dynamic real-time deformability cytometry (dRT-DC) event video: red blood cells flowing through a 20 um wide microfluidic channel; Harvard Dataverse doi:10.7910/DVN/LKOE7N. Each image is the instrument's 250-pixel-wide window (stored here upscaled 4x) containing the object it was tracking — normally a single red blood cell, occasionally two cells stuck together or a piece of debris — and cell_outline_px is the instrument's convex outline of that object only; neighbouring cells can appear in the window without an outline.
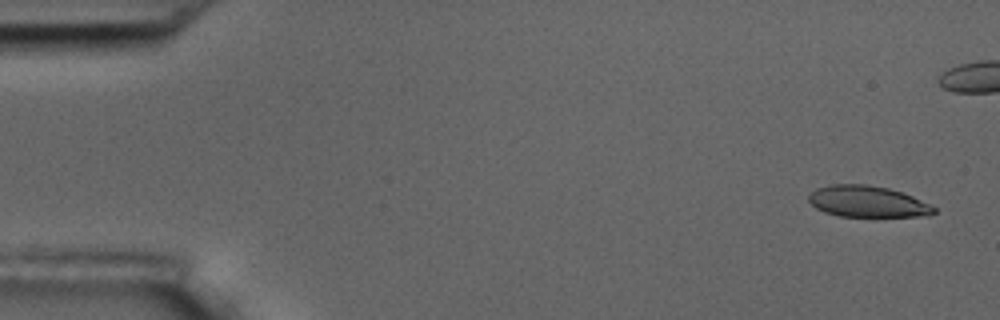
{"species": "common noctule bat (a hibernating species)", "species_latin": "Nyctalus noctula", "temperature_condition": "room temperature", "stored_images_in_passage": 6, "camera_frame_rate_fps": 3000, "um_per_image_px": 0.085, "animal": {"sex": "male", "body_mass_g": 17.5, "forearm_length_mm": 52.3}, "frame": {"image": 1, "passage_image": 1, "time_ms": 0.0, "image_size_px": [1000, 320], "cell_outline_px": [[936, 212], [928, 216], [840, 216], [824, 212], [816, 208], [808, 200], [808, 196], [816, 188], [832, 184], [868, 184], [888, 188], [912, 196], [936, 208]], "centroid_in_image_um": [73.72, 17.13], "position_along_channel_um": 11.3, "area_um2": 22.72}}
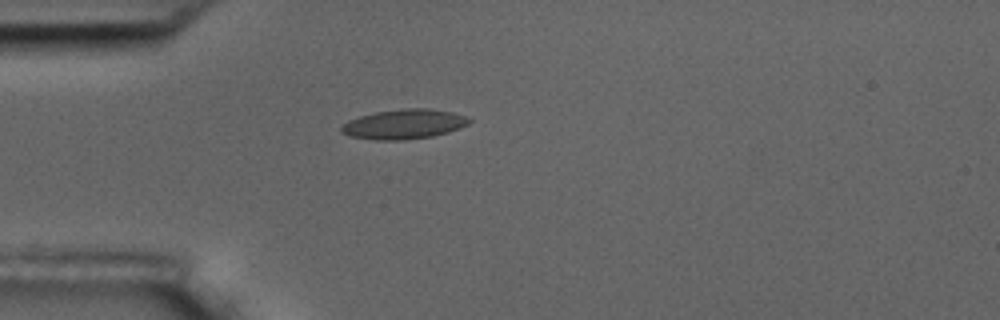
{"frame": {"image": 2, "passage_image": 6, "time_ms": 6.333, "image_size_px": [1000, 320], "cell_outline_px": [[472, 120], [468, 124], [460, 128], [448, 132], [432, 136], [404, 140], [376, 140], [348, 136], [340, 132], [340, 128], [348, 120], [360, 116], [376, 112], [404, 108], [428, 108], [452, 112], [464, 116]], "centroid_in_image_um": [34.32, 10.56], "position_along_channel_um": 50.7, "area_um2": 22.14}}